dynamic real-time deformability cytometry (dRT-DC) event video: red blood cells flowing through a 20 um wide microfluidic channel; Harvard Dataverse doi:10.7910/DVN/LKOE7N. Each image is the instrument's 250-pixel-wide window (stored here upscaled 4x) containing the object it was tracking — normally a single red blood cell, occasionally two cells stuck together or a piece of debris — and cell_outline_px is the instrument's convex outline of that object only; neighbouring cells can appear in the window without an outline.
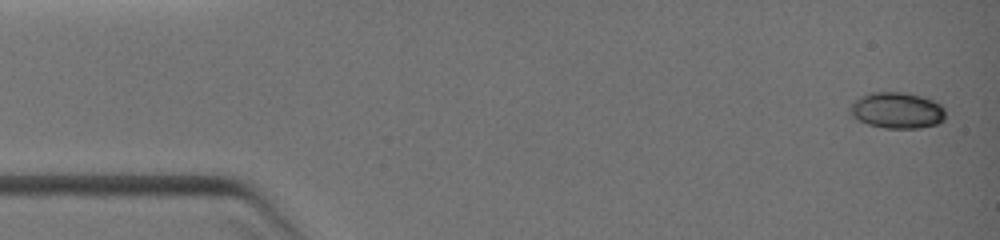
{"species": "common noctule bat (a hibernating species)", "species_latin": "Nyctalus noctula", "temperature_condition": "warm", "stored_images_in_passage": 8, "camera_frame_rate_fps": 3000, "um_per_image_px": 0.085, "animal": {"sex": "female", "body_mass_g": 19.0, "forearm_length_mm": 51.5}, "frame": {"image": 1, "passage_image": 1, "time_ms": 0.0, "image_size_px": [1000, 240], "cell_outline_px": [[944, 120], [936, 124], [920, 128], [884, 128], [868, 124], [860, 120], [848, 112], [848, 108], [852, 100], [868, 92], [904, 92], [924, 96], [940, 104], [944, 108]], "centroid_in_image_um": [76.21, 9.36], "position_along_channel_um": 8.8, "area_um2": 20.35}}
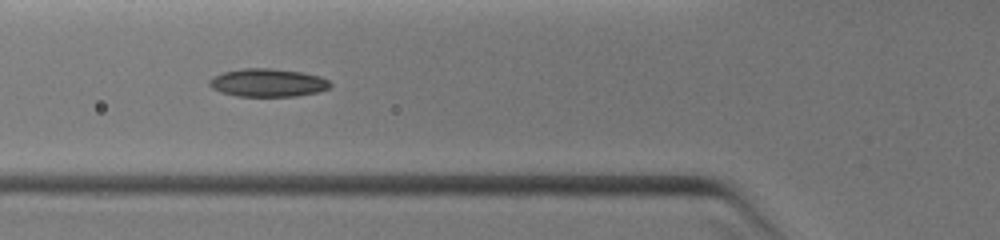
{"frame": {"image": 2, "passage_image": 7, "time_ms": 4.0, "image_size_px": [1000, 240], "cell_outline_px": [[332, 84], [328, 88], [316, 92], [296, 96], [236, 96], [220, 92], [212, 88], [208, 84], [208, 80], [212, 76], [224, 72], [244, 68], [272, 68], [300, 72], [320, 76], [328, 80]], "centroid_in_image_um": [22.72, 7.03], "position_along_channel_um": 103.1, "area_um2": 19.77}}
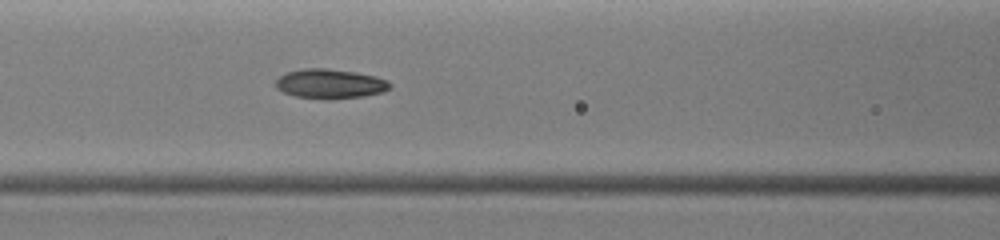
{"frame": {"image": 3, "passage_image": 8, "time_ms": 4.667, "image_size_px": [1000, 240], "cell_outline_px": [[392, 84], [384, 92], [364, 96], [332, 100], [328, 100], [296, 96], [284, 92], [276, 88], [276, 80], [280, 76], [288, 72], [304, 68], [328, 68], [356, 72], [388, 80]], "centroid_in_image_um": [28.07, 7.13], "position_along_channel_um": 138.5, "area_um2": 19.71}}